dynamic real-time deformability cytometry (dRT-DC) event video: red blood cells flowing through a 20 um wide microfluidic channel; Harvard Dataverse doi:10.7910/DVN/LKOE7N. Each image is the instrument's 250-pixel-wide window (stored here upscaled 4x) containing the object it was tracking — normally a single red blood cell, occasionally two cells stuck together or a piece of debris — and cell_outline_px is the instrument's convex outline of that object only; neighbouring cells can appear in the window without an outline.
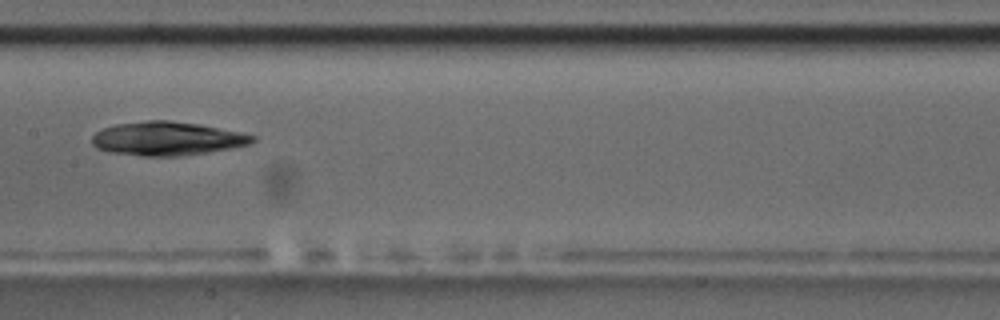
{"species": "common noctule bat (a hibernating species)", "species_latin": "Nyctalus noctula", "temperature_condition": "room temperature", "stored_images_in_passage": 12, "camera_frame_rate_fps": 3000, "um_per_image_px": 0.085, "animal": {"sex": "male", "body_mass_g": 17.5, "forearm_length_mm": 52.3}, "frame": {"image": 1, "passage_image": 4, "time_ms": 3.667, "image_size_px": [1000, 320], "cell_outline_px": [[256, 140], [252, 144], [208, 152], [180, 156], [144, 156], [112, 152], [96, 148], [92, 144], [92, 136], [96, 132], [104, 128], [116, 124], [148, 120], [168, 120], [196, 124], [256, 136]], "centroid_in_image_um": [14.18, 11.78], "position_along_channel_um": 193.2, "area_um2": 31.15}}